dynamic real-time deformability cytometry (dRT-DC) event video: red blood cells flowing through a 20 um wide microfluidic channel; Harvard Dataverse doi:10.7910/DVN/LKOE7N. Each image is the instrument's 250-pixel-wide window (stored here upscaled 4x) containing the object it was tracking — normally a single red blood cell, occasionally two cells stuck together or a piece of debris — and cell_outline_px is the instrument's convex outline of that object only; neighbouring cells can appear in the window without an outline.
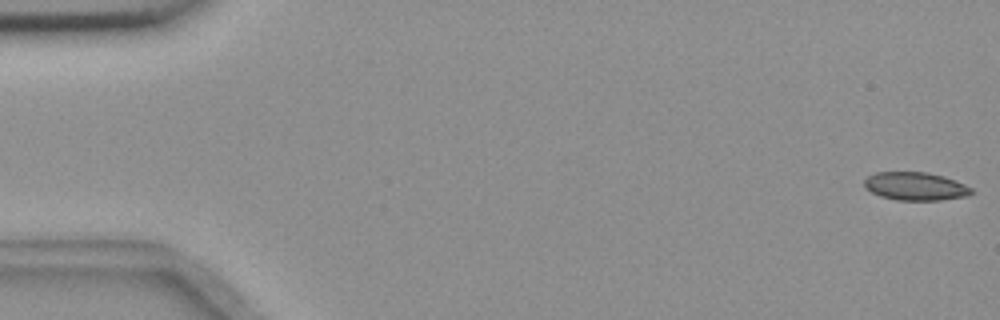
{"species": "common noctule bat (a hibernating species)", "species_latin": "Nyctalus noctula", "temperature_condition": "room temperature", "stored_images_in_passage": 9, "camera_frame_rate_fps": 3000, "um_per_image_px": 0.085, "animal": {"sex": "female", "body_mass_g": 18.4}, "frame": {"image": 1, "passage_image": 1, "time_ms": 0.0, "image_size_px": [1000, 320], "cell_outline_px": [[972, 192], [964, 196], [940, 200], [896, 200], [880, 196], [872, 192], [864, 184], [864, 180], [868, 176], [876, 172], [924, 172], [944, 176], [956, 180], [972, 188]], "centroid_in_image_um": [77.8, 15.83], "position_along_channel_um": 7.2, "area_um2": 17.4}}
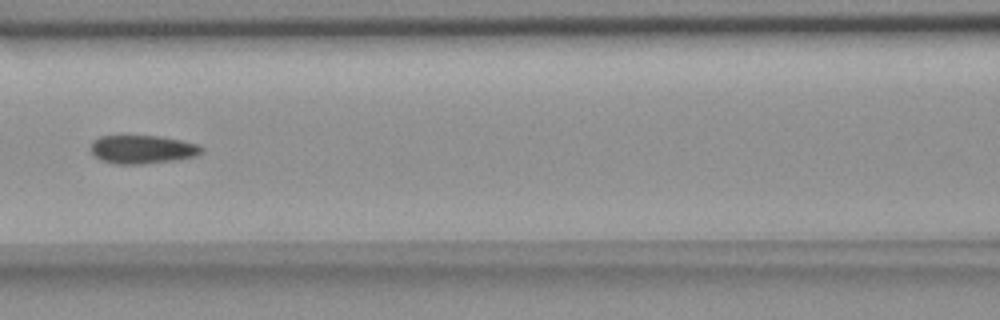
{"frame": {"image": 2, "passage_image": 8, "time_ms": 2.333, "image_size_px": [1000, 320], "cell_outline_px": [[204, 152], [196, 156], [180, 160], [144, 164], [116, 164], [100, 160], [92, 152], [92, 140], [100, 136], [160, 136], [180, 140], [196, 144], [204, 148]], "centroid_in_image_um": [12.15, 12.71], "position_along_channel_um": 154.5, "area_um2": 18.5}}
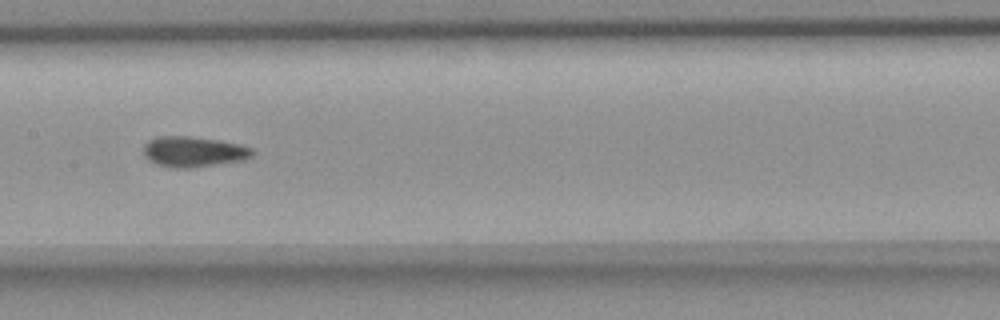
{"frame": {"image": 3, "passage_image": 9, "time_ms": 2.667, "image_size_px": [1000, 320], "cell_outline_px": [[252, 156], [244, 160], [192, 168], [172, 168], [156, 164], [148, 160], [144, 156], [144, 144], [148, 140], [156, 136], [188, 136], [220, 140], [252, 148]], "centroid_in_image_um": [16.4, 12.9], "position_along_channel_um": 191.0, "area_um2": 19.42}}